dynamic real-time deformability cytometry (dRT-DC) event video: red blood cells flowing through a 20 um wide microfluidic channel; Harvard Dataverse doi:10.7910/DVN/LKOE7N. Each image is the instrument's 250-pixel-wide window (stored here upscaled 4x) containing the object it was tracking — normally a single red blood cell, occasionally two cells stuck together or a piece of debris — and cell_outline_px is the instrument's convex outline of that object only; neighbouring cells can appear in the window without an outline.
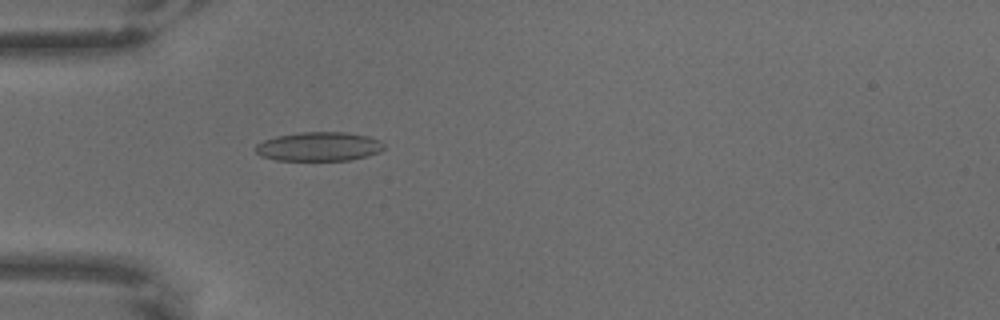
{"species": "common noctule bat (a hibernating species)", "species_latin": "Nyctalus noctula", "temperature_condition": "warm", "stored_images_in_passage": 5, "camera_frame_rate_fps": 3000, "um_per_image_px": 0.085, "animal": {"sex": "male", "body_mass_g": 18.8}, "frame": {"image": 1, "passage_image": 5, "time_ms": 1.333, "image_size_px": [1000, 320], "cell_outline_px": [[384, 148], [380, 152], [368, 156], [352, 160], [276, 160], [260, 156], [256, 152], [256, 144], [264, 140], [276, 136], [300, 132], [344, 132], [368, 136], [380, 140], [384, 144]], "centroid_in_image_um": [27.12, 12.46], "position_along_channel_um": 57.9, "area_um2": 21.85}}